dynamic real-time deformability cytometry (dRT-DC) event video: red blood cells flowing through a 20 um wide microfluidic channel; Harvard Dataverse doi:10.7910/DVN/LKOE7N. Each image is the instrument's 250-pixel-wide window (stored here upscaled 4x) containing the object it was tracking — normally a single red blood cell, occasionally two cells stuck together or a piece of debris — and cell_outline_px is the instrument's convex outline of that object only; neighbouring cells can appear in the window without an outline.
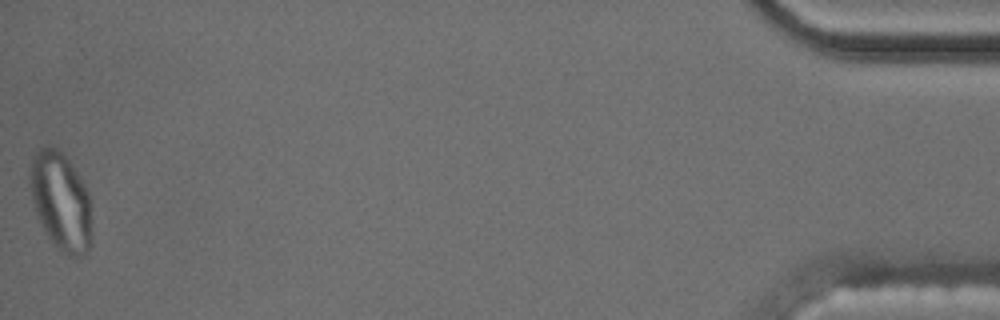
{"species": "common noctule bat (a hibernating species)", "species_latin": "Nyctalus noctula", "temperature_condition": "cold", "stored_images_in_passage": 56, "camera_frame_rate_fps": 3000, "um_per_image_px": 0.085, "animal": {"sex": "male", "body_mass_g": 17.5, "forearm_length_mm": 52.3}, "frame": {"image": 1, "passage_image": 56, "time_ms": 18.333, "image_size_px": [1000, 320], "cell_outline_px": [[92, 244], [88, 252], [84, 256], [68, 256], [44, 232], [40, 224], [32, 200], [28, 176], [32, 160], [36, 152], [40, 148], [48, 144], [56, 148], [72, 164], [84, 184], [88, 192], [92, 224]], "centroid_in_image_um": [5.18, 17.13], "position_along_channel_um": 430.0, "area_um2": 35.55}, "authors_computed_cell_mechanics": {"area_um2": 18.6983, "velocity_mm_per_s": 3.5862, "shape_relaxation_time_tau1_ms": null, "shape_relaxation_time_tau2_ms": 1.3933, "deformation_change_tau1": null, "deformation_change_tau2": 0.0754}}